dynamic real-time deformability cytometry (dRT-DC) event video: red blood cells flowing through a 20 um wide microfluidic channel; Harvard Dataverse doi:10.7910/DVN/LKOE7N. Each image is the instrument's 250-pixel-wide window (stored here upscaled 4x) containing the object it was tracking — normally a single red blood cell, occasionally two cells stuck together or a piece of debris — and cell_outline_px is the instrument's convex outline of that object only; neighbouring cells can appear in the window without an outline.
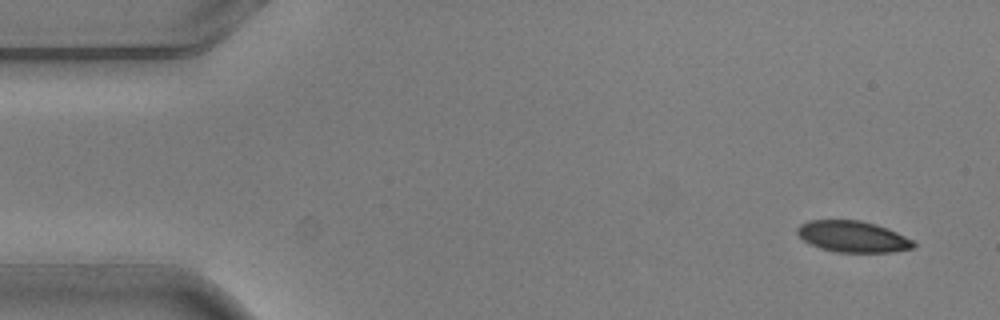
{"species": "common noctule bat (a hibernating species)", "species_latin": "Nyctalus noctula", "temperature_condition": "warm", "stored_images_in_passage": 3, "camera_frame_rate_fps": 3000, "um_per_image_px": 0.085, "animal": {"sex": "male", "body_mass_g": 20.5, "forearm_length_mm": 52.5}, "frame": {"image": 1, "passage_image": 1, "time_ms": 0.0, "image_size_px": [1000, 320], "cell_outline_px": [[916, 248], [892, 252], [836, 252], [820, 248], [804, 240], [796, 232], [796, 228], [800, 224], [808, 220], [860, 220], [876, 224], [888, 228], [912, 240], [916, 244]], "centroid_in_image_um": [72.5, 20.11], "position_along_channel_um": 12.5, "area_um2": 21.21}}
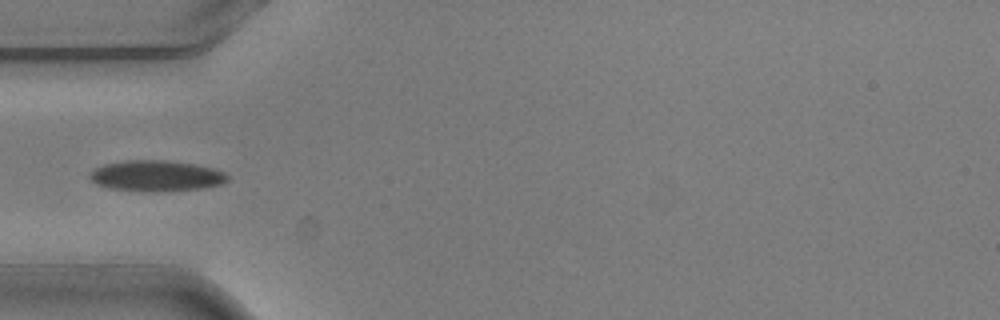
{"frame": {"image": 2, "passage_image": 3, "time_ms": 0.667, "image_size_px": [1000, 320], "cell_outline_px": [[228, 180], [224, 184], [204, 188], [156, 192], [140, 192], [112, 188], [96, 184], [88, 176], [96, 168], [104, 164], [124, 160], [164, 160], [196, 164], [212, 168], [224, 172], [228, 176]], "centroid_in_image_um": [13.31, 14.95], "position_along_channel_um": 71.7, "area_um2": 24.97}}